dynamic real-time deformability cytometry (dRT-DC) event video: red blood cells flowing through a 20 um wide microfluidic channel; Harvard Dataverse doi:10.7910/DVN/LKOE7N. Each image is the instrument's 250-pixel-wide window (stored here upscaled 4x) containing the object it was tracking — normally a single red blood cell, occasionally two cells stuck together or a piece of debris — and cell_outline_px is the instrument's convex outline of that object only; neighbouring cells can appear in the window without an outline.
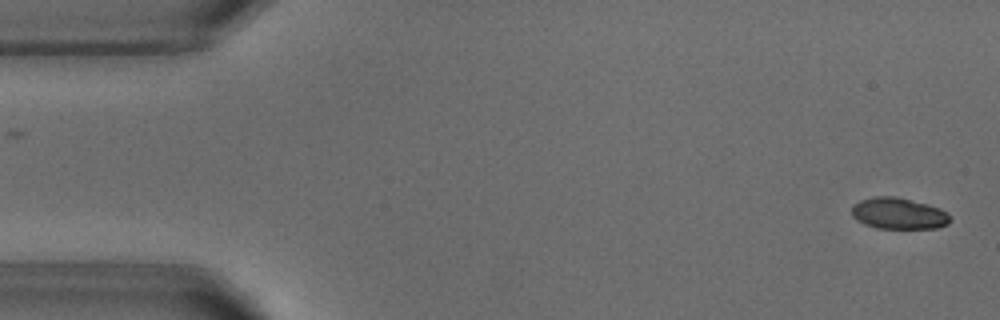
{"species": "common noctule bat (a hibernating species)", "species_latin": "Nyctalus noctula", "temperature_condition": "warm", "stored_images_in_passage": 13, "camera_frame_rate_fps": 3000, "um_per_image_px": 0.085, "animal": {"sex": "male", "body_mass_g": 18.8}, "frame": {"image": 1, "passage_image": 1, "time_ms": 0.0, "image_size_px": [1000, 320], "cell_outline_px": [[952, 220], [948, 224], [936, 228], [876, 228], [864, 224], [856, 220], [852, 216], [852, 204], [860, 200], [876, 196], [896, 196], [928, 204], [940, 208], [948, 212]], "centroid_in_image_um": [76.39, 18.14], "position_along_channel_um": 8.6, "area_um2": 18.21}}
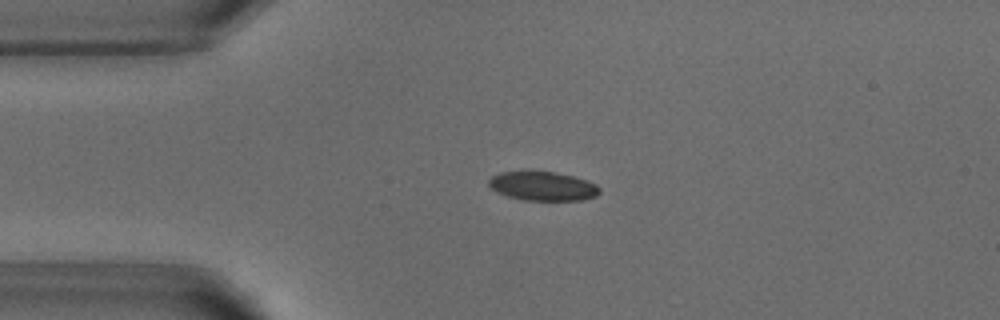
{"frame": {"image": 2, "passage_image": 11, "time_ms": 3.333, "image_size_px": [1000, 320], "cell_outline_px": [[600, 192], [596, 196], [584, 200], [524, 200], [508, 196], [496, 192], [488, 184], [488, 180], [492, 176], [500, 172], [528, 168], [556, 172], [572, 176], [596, 184], [600, 188]], "centroid_in_image_um": [46.09, 15.77], "position_along_channel_um": 38.9, "area_um2": 19.36}}